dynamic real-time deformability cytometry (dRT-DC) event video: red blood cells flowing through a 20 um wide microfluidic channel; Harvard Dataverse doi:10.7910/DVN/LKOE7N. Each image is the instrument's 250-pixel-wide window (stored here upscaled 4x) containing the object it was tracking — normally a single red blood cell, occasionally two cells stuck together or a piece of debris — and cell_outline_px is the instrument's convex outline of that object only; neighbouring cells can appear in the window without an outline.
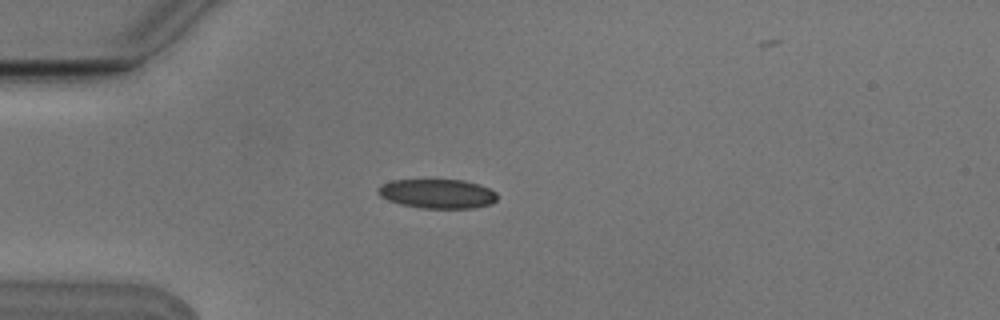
{"species": "Egyptian fruit bat (a non-hibernating species)", "species_latin": "Rousettus aegyptiacus", "temperature_condition": "cold", "stored_images_in_passage": 3, "camera_frame_rate_fps": 3000, "um_per_image_px": 0.085, "animal": {"sex": "male"}, "frame": {"image": 1, "passage_image": 3, "time_ms": 0.667, "image_size_px": [1000, 320], "cell_outline_px": [[496, 200], [492, 204], [472, 208], [420, 208], [400, 204], [388, 200], [380, 196], [380, 184], [392, 180], [464, 180], [488, 188], [496, 192]], "centroid_in_image_um": [37.18, 16.47], "position_along_channel_um": 47.8, "area_um2": 20.17}}